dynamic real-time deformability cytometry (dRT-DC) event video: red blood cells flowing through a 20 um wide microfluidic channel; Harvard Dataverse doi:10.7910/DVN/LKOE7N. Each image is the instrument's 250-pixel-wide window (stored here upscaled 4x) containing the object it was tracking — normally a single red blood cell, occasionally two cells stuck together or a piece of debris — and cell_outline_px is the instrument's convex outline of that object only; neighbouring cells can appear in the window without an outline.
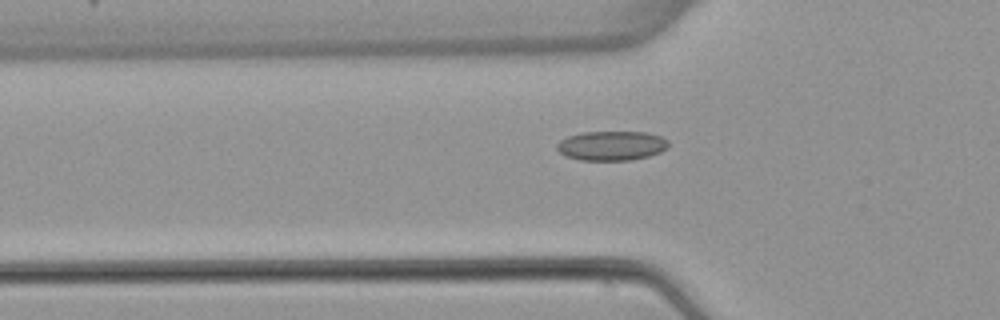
{"species": "common noctule bat (a hibernating species)", "species_latin": "Nyctalus noctula", "temperature_condition": "warm", "stored_images_in_passage": 39, "camera_frame_rate_fps": 3000, "um_per_image_px": 0.085, "animal": {"sex": "female", "body_mass_g": 22.7, "forearm_length_mm": 54.2}, "frame": {"image": 1, "passage_image": 4, "time_ms": 1.0, "image_size_px": [1000, 320], "cell_outline_px": [[668, 148], [660, 152], [648, 156], [632, 160], [580, 160], [568, 156], [560, 152], [556, 148], [556, 144], [560, 140], [568, 136], [580, 132], [648, 132], [660, 136], [668, 140]], "centroid_in_image_um": [51.99, 12.38], "position_along_channel_um": 73.8, "area_um2": 19.19}}
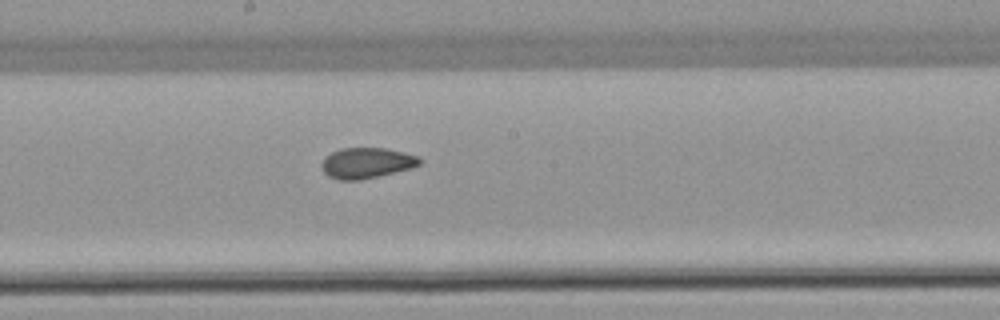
{"frame": {"image": 2, "passage_image": 15, "time_ms": 4.667, "image_size_px": [1000, 320], "cell_outline_px": [[424, 160], [420, 164], [412, 168], [380, 176], [360, 180], [336, 180], [328, 176], [324, 172], [320, 164], [332, 152], [340, 148], [384, 148], [420, 156]], "centroid_in_image_um": [31.2, 13.86], "position_along_channel_um": 217.0, "area_um2": 17.63}}
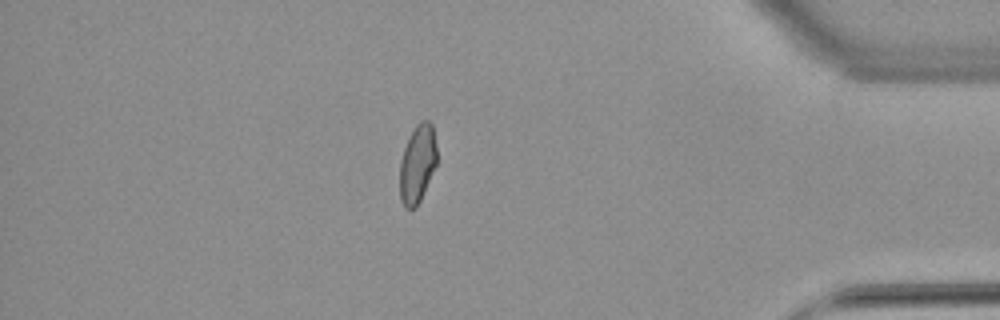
{"frame": {"image": 3, "passage_image": 32, "time_ms": 10.333, "image_size_px": [1000, 320], "cell_outline_px": [[436, 164], [420, 200], [416, 208], [404, 208], [400, 200], [400, 160], [408, 136], [416, 124], [420, 120], [428, 120], [432, 124], [436, 148]], "centroid_in_image_um": [35.46, 13.91], "position_along_channel_um": 399.7, "area_um2": 16.88}}